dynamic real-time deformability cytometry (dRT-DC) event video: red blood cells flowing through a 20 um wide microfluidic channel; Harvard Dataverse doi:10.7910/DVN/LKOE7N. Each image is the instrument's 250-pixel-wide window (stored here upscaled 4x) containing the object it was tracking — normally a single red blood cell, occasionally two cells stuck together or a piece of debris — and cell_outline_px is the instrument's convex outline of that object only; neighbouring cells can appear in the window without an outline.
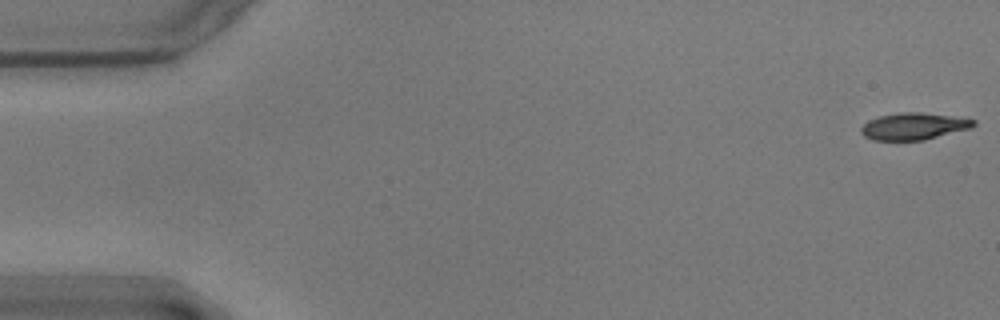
{"species": "common noctule bat (a hibernating species)", "species_latin": "Nyctalus noctula", "temperature_condition": "warm", "stored_images_in_passage": 15, "camera_frame_rate_fps": 3000, "um_per_image_px": 0.085, "animal": {"sex": "male", "body_mass_g": 17.9}, "frame": {"image": 1, "passage_image": 1, "time_ms": 0.0, "image_size_px": [1000, 320], "cell_outline_px": [[976, 124], [972, 128], [924, 140], [872, 140], [864, 136], [860, 132], [860, 128], [868, 120], [880, 116], [900, 112], [920, 112], [976, 120]], "centroid_in_image_um": [77.64, 10.74], "position_along_channel_um": 7.4, "area_um2": 17.57}}
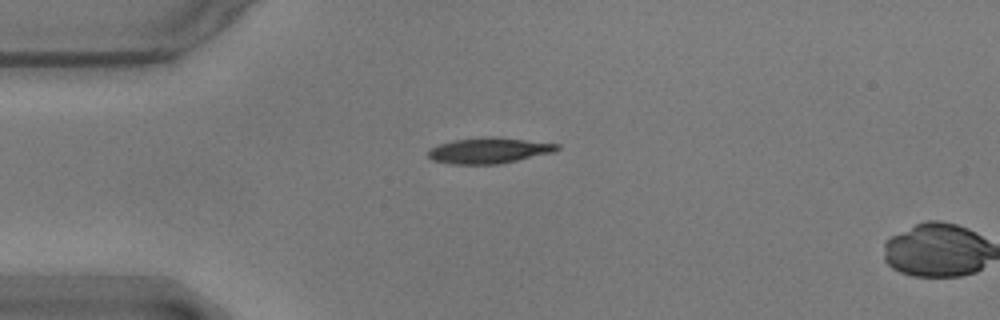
{"frame": {"image": 2, "passage_image": 14, "time_ms": 4.333, "image_size_px": [1000, 320], "cell_outline_px": [[560, 148], [552, 152], [500, 164], [452, 164], [432, 160], [428, 156], [428, 148], [452, 140], [488, 136], [496, 136], [560, 144]], "centroid_in_image_um": [41.53, 12.78], "position_along_channel_um": 43.5, "area_um2": 19.42}}